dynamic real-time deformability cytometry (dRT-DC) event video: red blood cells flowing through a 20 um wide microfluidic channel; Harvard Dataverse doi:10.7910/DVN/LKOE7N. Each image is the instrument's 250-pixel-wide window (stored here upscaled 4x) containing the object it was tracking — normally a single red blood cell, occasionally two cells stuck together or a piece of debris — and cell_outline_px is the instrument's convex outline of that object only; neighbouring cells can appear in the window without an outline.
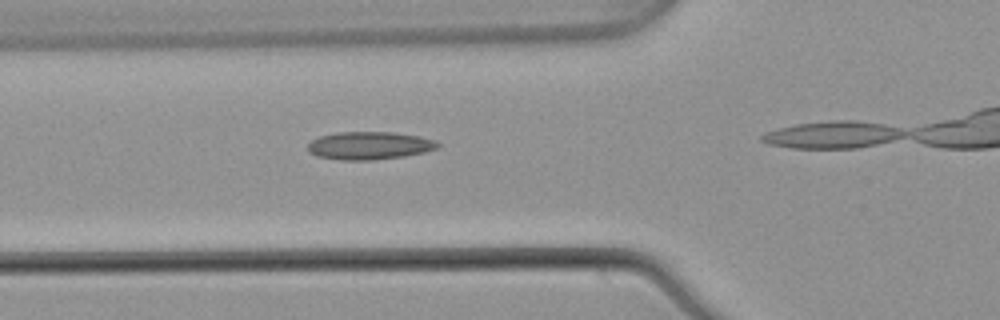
{"species": "common noctule bat (a hibernating species)", "species_latin": "Nyctalus noctula", "temperature_condition": "warm", "stored_images_in_passage": 27, "camera_frame_rate_fps": 3000, "um_per_image_px": 0.085, "animal": {"sex": "male", "body_mass_g": 21.5, "forearm_length_mm": 52.0}, "frame": {"image": 1, "passage_image": 5, "time_ms": 1.333, "image_size_px": [1000, 320], "cell_outline_px": [[440, 144], [436, 148], [424, 152], [404, 156], [372, 160], [340, 160], [316, 156], [308, 152], [308, 144], [312, 140], [320, 136], [336, 132], [392, 132], [420, 136], [436, 140]], "centroid_in_image_um": [31.38, 12.37], "position_along_channel_um": 94.4, "area_um2": 21.15}}
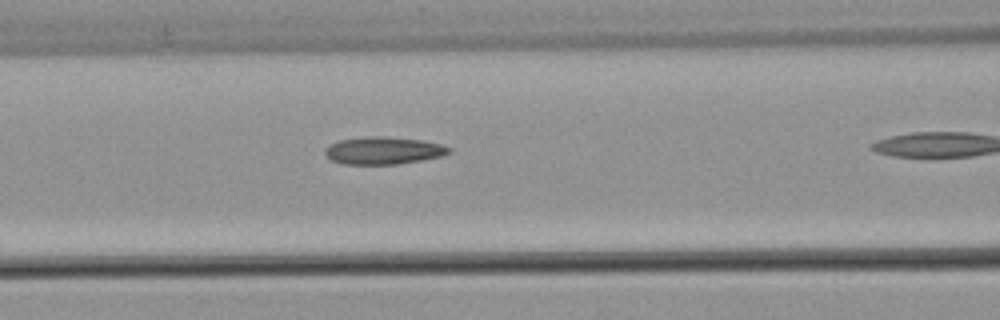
{"frame": {"image": 2, "passage_image": 8, "time_ms": 2.333, "image_size_px": [1000, 320], "cell_outline_px": [[452, 152], [444, 156], [396, 164], [344, 164], [332, 160], [324, 152], [332, 144], [340, 140], [372, 136], [384, 136], [420, 140], [440, 144], [452, 148]], "centroid_in_image_um": [32.66, 12.8], "position_along_channel_um": 133.9, "area_um2": 19.54}}